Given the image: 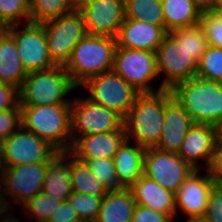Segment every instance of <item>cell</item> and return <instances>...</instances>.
<instances>
[{
	"instance_id": "1",
	"label": "cell",
	"mask_w": 222,
	"mask_h": 222,
	"mask_svg": "<svg viewBox=\"0 0 222 222\" xmlns=\"http://www.w3.org/2000/svg\"><path fill=\"white\" fill-rule=\"evenodd\" d=\"M172 96L171 90L140 94L123 118L126 140L145 148L154 147L162 134L166 102Z\"/></svg>"
},
{
	"instance_id": "2",
	"label": "cell",
	"mask_w": 222,
	"mask_h": 222,
	"mask_svg": "<svg viewBox=\"0 0 222 222\" xmlns=\"http://www.w3.org/2000/svg\"><path fill=\"white\" fill-rule=\"evenodd\" d=\"M22 127L48 142L58 152L72 146L71 104L20 105Z\"/></svg>"
},
{
	"instance_id": "3",
	"label": "cell",
	"mask_w": 222,
	"mask_h": 222,
	"mask_svg": "<svg viewBox=\"0 0 222 222\" xmlns=\"http://www.w3.org/2000/svg\"><path fill=\"white\" fill-rule=\"evenodd\" d=\"M171 92L194 123L216 126L222 120V83L195 76Z\"/></svg>"
},
{
	"instance_id": "4",
	"label": "cell",
	"mask_w": 222,
	"mask_h": 222,
	"mask_svg": "<svg viewBox=\"0 0 222 222\" xmlns=\"http://www.w3.org/2000/svg\"><path fill=\"white\" fill-rule=\"evenodd\" d=\"M116 47V38L87 34L64 66L72 82L79 88L87 79L112 71Z\"/></svg>"
},
{
	"instance_id": "5",
	"label": "cell",
	"mask_w": 222,
	"mask_h": 222,
	"mask_svg": "<svg viewBox=\"0 0 222 222\" xmlns=\"http://www.w3.org/2000/svg\"><path fill=\"white\" fill-rule=\"evenodd\" d=\"M76 88L64 66L30 72L19 89V105L71 104L64 97Z\"/></svg>"
},
{
	"instance_id": "6",
	"label": "cell",
	"mask_w": 222,
	"mask_h": 222,
	"mask_svg": "<svg viewBox=\"0 0 222 222\" xmlns=\"http://www.w3.org/2000/svg\"><path fill=\"white\" fill-rule=\"evenodd\" d=\"M47 163L5 167L0 177V205L14 207L11 206L13 203H10L7 196L21 207L42 192Z\"/></svg>"
},
{
	"instance_id": "7",
	"label": "cell",
	"mask_w": 222,
	"mask_h": 222,
	"mask_svg": "<svg viewBox=\"0 0 222 222\" xmlns=\"http://www.w3.org/2000/svg\"><path fill=\"white\" fill-rule=\"evenodd\" d=\"M42 24L50 58L56 66H65L72 50L87 35L81 12L75 9Z\"/></svg>"
},
{
	"instance_id": "8",
	"label": "cell",
	"mask_w": 222,
	"mask_h": 222,
	"mask_svg": "<svg viewBox=\"0 0 222 222\" xmlns=\"http://www.w3.org/2000/svg\"><path fill=\"white\" fill-rule=\"evenodd\" d=\"M112 71L140 94L160 92L150 84L159 76L155 52L116 47Z\"/></svg>"
},
{
	"instance_id": "9",
	"label": "cell",
	"mask_w": 222,
	"mask_h": 222,
	"mask_svg": "<svg viewBox=\"0 0 222 222\" xmlns=\"http://www.w3.org/2000/svg\"><path fill=\"white\" fill-rule=\"evenodd\" d=\"M79 87L88 90V99L116 111L123 118L140 95L124 78L113 71L93 76Z\"/></svg>"
},
{
	"instance_id": "10",
	"label": "cell",
	"mask_w": 222,
	"mask_h": 222,
	"mask_svg": "<svg viewBox=\"0 0 222 222\" xmlns=\"http://www.w3.org/2000/svg\"><path fill=\"white\" fill-rule=\"evenodd\" d=\"M73 99L71 102L72 144L78 139V135L81 137L108 133L123 127V117L116 111L98 105L88 98Z\"/></svg>"
},
{
	"instance_id": "11",
	"label": "cell",
	"mask_w": 222,
	"mask_h": 222,
	"mask_svg": "<svg viewBox=\"0 0 222 222\" xmlns=\"http://www.w3.org/2000/svg\"><path fill=\"white\" fill-rule=\"evenodd\" d=\"M155 53L158 75L165 74L157 91L172 90L196 76L197 62L169 33Z\"/></svg>"
},
{
	"instance_id": "12",
	"label": "cell",
	"mask_w": 222,
	"mask_h": 222,
	"mask_svg": "<svg viewBox=\"0 0 222 222\" xmlns=\"http://www.w3.org/2000/svg\"><path fill=\"white\" fill-rule=\"evenodd\" d=\"M8 26L7 32L14 38L22 65L27 73L48 70L56 65L49 56L46 32L41 23L28 22Z\"/></svg>"
},
{
	"instance_id": "13",
	"label": "cell",
	"mask_w": 222,
	"mask_h": 222,
	"mask_svg": "<svg viewBox=\"0 0 222 222\" xmlns=\"http://www.w3.org/2000/svg\"><path fill=\"white\" fill-rule=\"evenodd\" d=\"M194 170L177 153L156 147H148L145 150L144 175L175 194Z\"/></svg>"
},
{
	"instance_id": "14",
	"label": "cell",
	"mask_w": 222,
	"mask_h": 222,
	"mask_svg": "<svg viewBox=\"0 0 222 222\" xmlns=\"http://www.w3.org/2000/svg\"><path fill=\"white\" fill-rule=\"evenodd\" d=\"M2 144L5 167L49 162L58 153L48 142L22 126Z\"/></svg>"
},
{
	"instance_id": "15",
	"label": "cell",
	"mask_w": 222,
	"mask_h": 222,
	"mask_svg": "<svg viewBox=\"0 0 222 222\" xmlns=\"http://www.w3.org/2000/svg\"><path fill=\"white\" fill-rule=\"evenodd\" d=\"M77 9L87 34L115 38L125 19L124 0H80Z\"/></svg>"
},
{
	"instance_id": "16",
	"label": "cell",
	"mask_w": 222,
	"mask_h": 222,
	"mask_svg": "<svg viewBox=\"0 0 222 222\" xmlns=\"http://www.w3.org/2000/svg\"><path fill=\"white\" fill-rule=\"evenodd\" d=\"M201 169L194 170L179 186L175 194L176 215L178 209L189 216L188 221H201L205 215L210 191L215 184L209 173L200 175Z\"/></svg>"
},
{
	"instance_id": "17",
	"label": "cell",
	"mask_w": 222,
	"mask_h": 222,
	"mask_svg": "<svg viewBox=\"0 0 222 222\" xmlns=\"http://www.w3.org/2000/svg\"><path fill=\"white\" fill-rule=\"evenodd\" d=\"M167 34L165 27L125 18L115 38L117 47L156 52Z\"/></svg>"
},
{
	"instance_id": "18",
	"label": "cell",
	"mask_w": 222,
	"mask_h": 222,
	"mask_svg": "<svg viewBox=\"0 0 222 222\" xmlns=\"http://www.w3.org/2000/svg\"><path fill=\"white\" fill-rule=\"evenodd\" d=\"M193 124L194 122L188 112L177 99L172 96L166 102L162 134L154 147L160 150L178 153L188 130Z\"/></svg>"
},
{
	"instance_id": "19",
	"label": "cell",
	"mask_w": 222,
	"mask_h": 222,
	"mask_svg": "<svg viewBox=\"0 0 222 222\" xmlns=\"http://www.w3.org/2000/svg\"><path fill=\"white\" fill-rule=\"evenodd\" d=\"M215 144L216 127L208 124L194 123L188 130L177 154L195 170L200 169L198 161H204V168L207 169Z\"/></svg>"
},
{
	"instance_id": "20",
	"label": "cell",
	"mask_w": 222,
	"mask_h": 222,
	"mask_svg": "<svg viewBox=\"0 0 222 222\" xmlns=\"http://www.w3.org/2000/svg\"><path fill=\"white\" fill-rule=\"evenodd\" d=\"M126 140L124 126L118 131L78 137L69 153L81 162L94 158H114Z\"/></svg>"
},
{
	"instance_id": "21",
	"label": "cell",
	"mask_w": 222,
	"mask_h": 222,
	"mask_svg": "<svg viewBox=\"0 0 222 222\" xmlns=\"http://www.w3.org/2000/svg\"><path fill=\"white\" fill-rule=\"evenodd\" d=\"M136 204L169 215L176 213L175 193L166 190L157 182L142 174L130 187Z\"/></svg>"
},
{
	"instance_id": "22",
	"label": "cell",
	"mask_w": 222,
	"mask_h": 222,
	"mask_svg": "<svg viewBox=\"0 0 222 222\" xmlns=\"http://www.w3.org/2000/svg\"><path fill=\"white\" fill-rule=\"evenodd\" d=\"M71 154L58 152L46 166L42 191L50 198L68 199L71 188Z\"/></svg>"
},
{
	"instance_id": "23",
	"label": "cell",
	"mask_w": 222,
	"mask_h": 222,
	"mask_svg": "<svg viewBox=\"0 0 222 222\" xmlns=\"http://www.w3.org/2000/svg\"><path fill=\"white\" fill-rule=\"evenodd\" d=\"M130 144L125 140L113 158L119 182L124 188H129L144 174L146 148L134 142Z\"/></svg>"
},
{
	"instance_id": "24",
	"label": "cell",
	"mask_w": 222,
	"mask_h": 222,
	"mask_svg": "<svg viewBox=\"0 0 222 222\" xmlns=\"http://www.w3.org/2000/svg\"><path fill=\"white\" fill-rule=\"evenodd\" d=\"M135 206L130 188L108 191L95 222H131Z\"/></svg>"
},
{
	"instance_id": "25",
	"label": "cell",
	"mask_w": 222,
	"mask_h": 222,
	"mask_svg": "<svg viewBox=\"0 0 222 222\" xmlns=\"http://www.w3.org/2000/svg\"><path fill=\"white\" fill-rule=\"evenodd\" d=\"M27 74L14 38L8 32L0 34V83L11 84L20 89Z\"/></svg>"
},
{
	"instance_id": "26",
	"label": "cell",
	"mask_w": 222,
	"mask_h": 222,
	"mask_svg": "<svg viewBox=\"0 0 222 222\" xmlns=\"http://www.w3.org/2000/svg\"><path fill=\"white\" fill-rule=\"evenodd\" d=\"M165 28L168 33L178 28L198 25L201 12L191 0H161Z\"/></svg>"
},
{
	"instance_id": "27",
	"label": "cell",
	"mask_w": 222,
	"mask_h": 222,
	"mask_svg": "<svg viewBox=\"0 0 222 222\" xmlns=\"http://www.w3.org/2000/svg\"><path fill=\"white\" fill-rule=\"evenodd\" d=\"M71 188L80 194L104 197L108 192L85 162L71 155Z\"/></svg>"
},
{
	"instance_id": "28",
	"label": "cell",
	"mask_w": 222,
	"mask_h": 222,
	"mask_svg": "<svg viewBox=\"0 0 222 222\" xmlns=\"http://www.w3.org/2000/svg\"><path fill=\"white\" fill-rule=\"evenodd\" d=\"M125 18L165 27L161 0H124Z\"/></svg>"
},
{
	"instance_id": "29",
	"label": "cell",
	"mask_w": 222,
	"mask_h": 222,
	"mask_svg": "<svg viewBox=\"0 0 222 222\" xmlns=\"http://www.w3.org/2000/svg\"><path fill=\"white\" fill-rule=\"evenodd\" d=\"M77 0H31L30 22L44 23L77 9Z\"/></svg>"
},
{
	"instance_id": "30",
	"label": "cell",
	"mask_w": 222,
	"mask_h": 222,
	"mask_svg": "<svg viewBox=\"0 0 222 222\" xmlns=\"http://www.w3.org/2000/svg\"><path fill=\"white\" fill-rule=\"evenodd\" d=\"M169 34L180 45H183L197 63L199 62L208 46L207 39L200 24L187 28H178Z\"/></svg>"
},
{
	"instance_id": "31",
	"label": "cell",
	"mask_w": 222,
	"mask_h": 222,
	"mask_svg": "<svg viewBox=\"0 0 222 222\" xmlns=\"http://www.w3.org/2000/svg\"><path fill=\"white\" fill-rule=\"evenodd\" d=\"M62 201L50 198L42 191L22 206L24 215L35 222H49Z\"/></svg>"
},
{
	"instance_id": "32",
	"label": "cell",
	"mask_w": 222,
	"mask_h": 222,
	"mask_svg": "<svg viewBox=\"0 0 222 222\" xmlns=\"http://www.w3.org/2000/svg\"><path fill=\"white\" fill-rule=\"evenodd\" d=\"M196 76L222 83V48L207 46L197 63Z\"/></svg>"
},
{
	"instance_id": "33",
	"label": "cell",
	"mask_w": 222,
	"mask_h": 222,
	"mask_svg": "<svg viewBox=\"0 0 222 222\" xmlns=\"http://www.w3.org/2000/svg\"><path fill=\"white\" fill-rule=\"evenodd\" d=\"M85 163L107 191L124 188L119 182L113 158L88 159Z\"/></svg>"
},
{
	"instance_id": "34",
	"label": "cell",
	"mask_w": 222,
	"mask_h": 222,
	"mask_svg": "<svg viewBox=\"0 0 222 222\" xmlns=\"http://www.w3.org/2000/svg\"><path fill=\"white\" fill-rule=\"evenodd\" d=\"M79 219L95 222L101 208L103 197L80 194L72 191L67 199Z\"/></svg>"
},
{
	"instance_id": "35",
	"label": "cell",
	"mask_w": 222,
	"mask_h": 222,
	"mask_svg": "<svg viewBox=\"0 0 222 222\" xmlns=\"http://www.w3.org/2000/svg\"><path fill=\"white\" fill-rule=\"evenodd\" d=\"M0 18L7 26L28 23L30 3L27 0H0Z\"/></svg>"
},
{
	"instance_id": "36",
	"label": "cell",
	"mask_w": 222,
	"mask_h": 222,
	"mask_svg": "<svg viewBox=\"0 0 222 222\" xmlns=\"http://www.w3.org/2000/svg\"><path fill=\"white\" fill-rule=\"evenodd\" d=\"M199 24L203 29L208 45L222 48V14L201 13Z\"/></svg>"
},
{
	"instance_id": "37",
	"label": "cell",
	"mask_w": 222,
	"mask_h": 222,
	"mask_svg": "<svg viewBox=\"0 0 222 222\" xmlns=\"http://www.w3.org/2000/svg\"><path fill=\"white\" fill-rule=\"evenodd\" d=\"M203 222H222V183H215L210 191Z\"/></svg>"
},
{
	"instance_id": "38",
	"label": "cell",
	"mask_w": 222,
	"mask_h": 222,
	"mask_svg": "<svg viewBox=\"0 0 222 222\" xmlns=\"http://www.w3.org/2000/svg\"><path fill=\"white\" fill-rule=\"evenodd\" d=\"M22 126L21 108L0 111V141L8 138Z\"/></svg>"
},
{
	"instance_id": "39",
	"label": "cell",
	"mask_w": 222,
	"mask_h": 222,
	"mask_svg": "<svg viewBox=\"0 0 222 222\" xmlns=\"http://www.w3.org/2000/svg\"><path fill=\"white\" fill-rule=\"evenodd\" d=\"M131 222H174L164 213L154 211L151 208L136 204Z\"/></svg>"
},
{
	"instance_id": "40",
	"label": "cell",
	"mask_w": 222,
	"mask_h": 222,
	"mask_svg": "<svg viewBox=\"0 0 222 222\" xmlns=\"http://www.w3.org/2000/svg\"><path fill=\"white\" fill-rule=\"evenodd\" d=\"M19 105V89L11 84L0 83V111L10 110Z\"/></svg>"
},
{
	"instance_id": "41",
	"label": "cell",
	"mask_w": 222,
	"mask_h": 222,
	"mask_svg": "<svg viewBox=\"0 0 222 222\" xmlns=\"http://www.w3.org/2000/svg\"><path fill=\"white\" fill-rule=\"evenodd\" d=\"M215 183H222V144L217 143L214 146L212 158L206 169Z\"/></svg>"
},
{
	"instance_id": "42",
	"label": "cell",
	"mask_w": 222,
	"mask_h": 222,
	"mask_svg": "<svg viewBox=\"0 0 222 222\" xmlns=\"http://www.w3.org/2000/svg\"><path fill=\"white\" fill-rule=\"evenodd\" d=\"M79 219L75 210L71 206L68 200L62 201L60 207H58L56 213L52 215L49 222H71Z\"/></svg>"
},
{
	"instance_id": "43",
	"label": "cell",
	"mask_w": 222,
	"mask_h": 222,
	"mask_svg": "<svg viewBox=\"0 0 222 222\" xmlns=\"http://www.w3.org/2000/svg\"><path fill=\"white\" fill-rule=\"evenodd\" d=\"M195 7L201 12H215L217 0H191Z\"/></svg>"
},
{
	"instance_id": "44",
	"label": "cell",
	"mask_w": 222,
	"mask_h": 222,
	"mask_svg": "<svg viewBox=\"0 0 222 222\" xmlns=\"http://www.w3.org/2000/svg\"><path fill=\"white\" fill-rule=\"evenodd\" d=\"M10 209H13V208L0 205V222H20L21 221L20 219H17L16 216H13L10 213L12 212Z\"/></svg>"
},
{
	"instance_id": "45",
	"label": "cell",
	"mask_w": 222,
	"mask_h": 222,
	"mask_svg": "<svg viewBox=\"0 0 222 222\" xmlns=\"http://www.w3.org/2000/svg\"><path fill=\"white\" fill-rule=\"evenodd\" d=\"M215 127H216V142L222 144V120Z\"/></svg>"
},
{
	"instance_id": "46",
	"label": "cell",
	"mask_w": 222,
	"mask_h": 222,
	"mask_svg": "<svg viewBox=\"0 0 222 222\" xmlns=\"http://www.w3.org/2000/svg\"><path fill=\"white\" fill-rule=\"evenodd\" d=\"M4 168H5V165H4L3 144H2V141H0V177Z\"/></svg>"
},
{
	"instance_id": "47",
	"label": "cell",
	"mask_w": 222,
	"mask_h": 222,
	"mask_svg": "<svg viewBox=\"0 0 222 222\" xmlns=\"http://www.w3.org/2000/svg\"><path fill=\"white\" fill-rule=\"evenodd\" d=\"M8 26L4 23V21L0 18V34L7 32Z\"/></svg>"
},
{
	"instance_id": "48",
	"label": "cell",
	"mask_w": 222,
	"mask_h": 222,
	"mask_svg": "<svg viewBox=\"0 0 222 222\" xmlns=\"http://www.w3.org/2000/svg\"><path fill=\"white\" fill-rule=\"evenodd\" d=\"M215 13L222 14V0H217V6L215 8Z\"/></svg>"
},
{
	"instance_id": "49",
	"label": "cell",
	"mask_w": 222,
	"mask_h": 222,
	"mask_svg": "<svg viewBox=\"0 0 222 222\" xmlns=\"http://www.w3.org/2000/svg\"><path fill=\"white\" fill-rule=\"evenodd\" d=\"M71 222H88V221H85V220H82V219H76V220L71 221Z\"/></svg>"
}]
</instances>
